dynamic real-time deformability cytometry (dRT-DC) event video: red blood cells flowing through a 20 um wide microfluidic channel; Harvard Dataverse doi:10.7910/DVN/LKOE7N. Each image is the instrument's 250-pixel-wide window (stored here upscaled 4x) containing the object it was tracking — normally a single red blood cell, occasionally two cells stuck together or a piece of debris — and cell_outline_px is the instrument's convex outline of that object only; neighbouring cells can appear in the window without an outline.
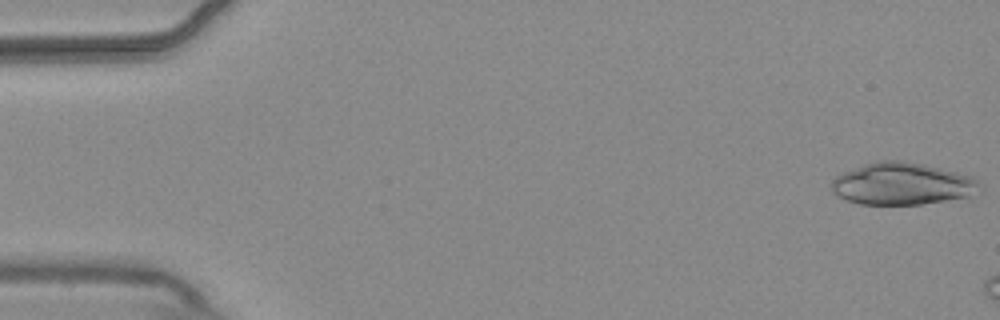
{"species": "common noctule bat (a hibernating species)", "species_latin": "Nyctalus noctula", "temperature_condition": "warm", "stored_images_in_passage": 49, "camera_frame_rate_fps": 3000, "um_per_image_px": 0.085, "animal": {"sex": "male", "body_mass_g": 20.4}, "frame": {"image": 1, "passage_image": 1, "time_ms": 0.0, "image_size_px": [1000, 320], "cell_outline_px": [[976, 188], [968, 196], [920, 204], [860, 204], [836, 196], [832, 192], [832, 180], [836, 176], [844, 172], [864, 164], [880, 160], [904, 160], [924, 164], [972, 176], [976, 180]], "centroid_in_image_um": [76.59, 15.61], "position_along_channel_um": 8.4, "area_um2": 35.72}}